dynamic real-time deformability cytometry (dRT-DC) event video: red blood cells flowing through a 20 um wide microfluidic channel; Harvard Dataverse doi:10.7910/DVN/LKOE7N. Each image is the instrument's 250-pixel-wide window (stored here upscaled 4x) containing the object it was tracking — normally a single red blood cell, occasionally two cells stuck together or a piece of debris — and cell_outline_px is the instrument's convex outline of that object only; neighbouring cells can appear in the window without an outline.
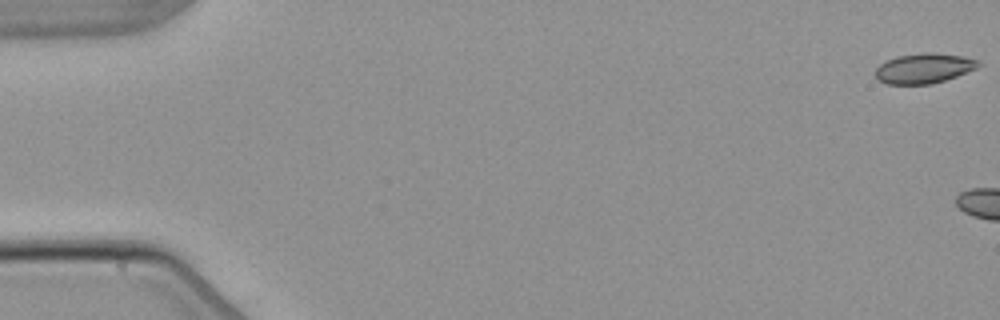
{"species": "common noctule bat (a hibernating species)", "species_latin": "Nyctalus noctula", "temperature_condition": "warm", "stored_images_in_passage": 8, "camera_frame_rate_fps": 3000, "um_per_image_px": 0.085, "animal": {"sex": "male", "body_mass_g": 21.5, "forearm_length_mm": 52.0}, "frame": {"image": 1, "passage_image": 1, "time_ms": 0.0, "image_size_px": [1000, 320], "cell_outline_px": [[980, 64], [976, 68], [956, 76], [932, 84], [888, 84], [876, 80], [876, 68], [880, 64], [896, 56], [924, 52], [932, 52], [964, 56], [980, 60]], "centroid_in_image_um": [78.53, 5.8], "position_along_channel_um": 6.5, "area_um2": 18.03}}
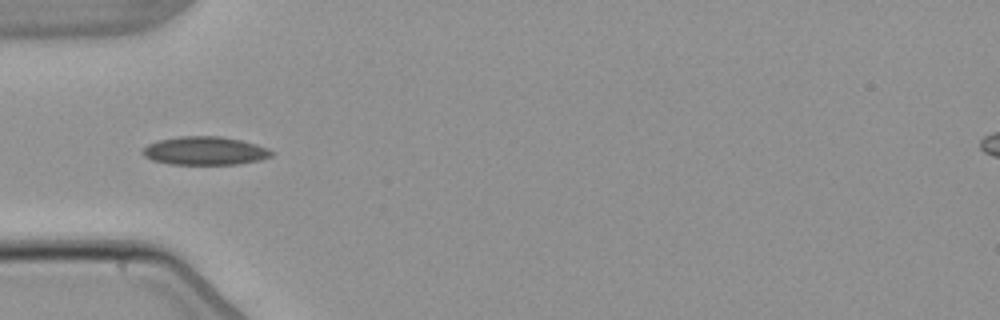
{"frame": {"image": 2, "passage_image": 6, "time_ms": 7.0, "image_size_px": [1000, 320], "cell_outline_px": [[272, 156], [260, 160], [236, 164], [172, 164], [152, 160], [144, 156], [140, 152], [148, 144], [160, 140], [180, 136], [220, 136], [240, 140], [256, 144], [268, 148], [272, 152]], "centroid_in_image_um": [17.41, 12.82], "position_along_channel_um": 67.6, "area_um2": 21.15}}
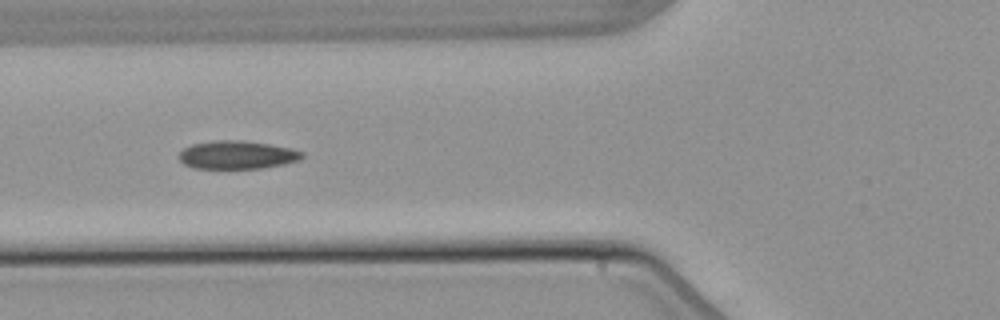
{"frame": {"image": 3, "passage_image": 7, "time_ms": 8.0, "image_size_px": [1000, 320], "cell_outline_px": [[304, 156], [300, 160], [284, 164], [260, 168], [196, 168], [184, 164], [180, 160], [180, 152], [184, 148], [192, 144], [216, 140], [240, 140], [268, 144], [292, 148], [304, 152]], "centroid_in_image_um": [20.19, 13.16], "position_along_channel_um": 105.6, "area_um2": 20.11}}